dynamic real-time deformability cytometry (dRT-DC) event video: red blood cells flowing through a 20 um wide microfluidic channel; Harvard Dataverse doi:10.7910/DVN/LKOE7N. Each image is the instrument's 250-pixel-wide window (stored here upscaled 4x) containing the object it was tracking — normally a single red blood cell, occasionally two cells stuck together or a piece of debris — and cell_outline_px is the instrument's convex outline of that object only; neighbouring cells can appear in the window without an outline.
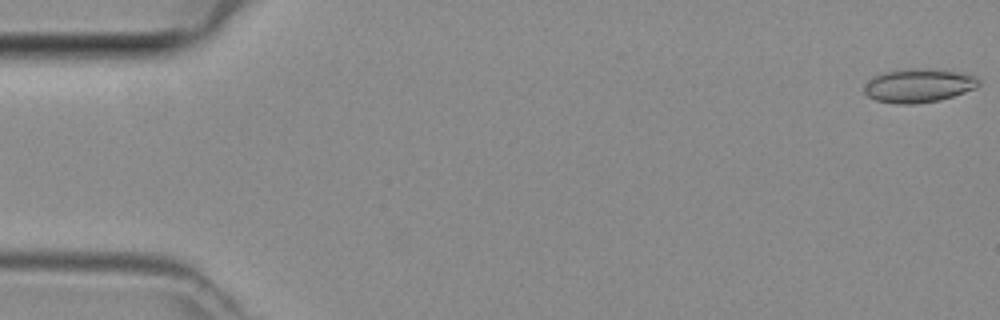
{"species": "common noctule bat (a hibernating species)", "species_latin": "Nyctalus noctula", "temperature_condition": "room temperature", "stored_images_in_passage": 13, "camera_frame_rate_fps": 3000, "um_per_image_px": 0.085, "animal": {"sex": "female", "body_mass_g": 29.2, "forearm_length_mm": 56.3}, "frame": {"image": 1, "passage_image": 1, "time_ms": 0.0, "image_size_px": [1000, 320], "cell_outline_px": [[980, 84], [976, 88], [940, 100], [912, 104], [896, 104], [876, 100], [868, 96], [864, 92], [864, 88], [868, 80], [872, 76], [884, 72], [912, 68], [928, 68], [956, 72], [976, 76], [980, 80]], "centroid_in_image_um": [78.07, 7.27], "position_along_channel_um": 6.9, "area_um2": 22.48}}